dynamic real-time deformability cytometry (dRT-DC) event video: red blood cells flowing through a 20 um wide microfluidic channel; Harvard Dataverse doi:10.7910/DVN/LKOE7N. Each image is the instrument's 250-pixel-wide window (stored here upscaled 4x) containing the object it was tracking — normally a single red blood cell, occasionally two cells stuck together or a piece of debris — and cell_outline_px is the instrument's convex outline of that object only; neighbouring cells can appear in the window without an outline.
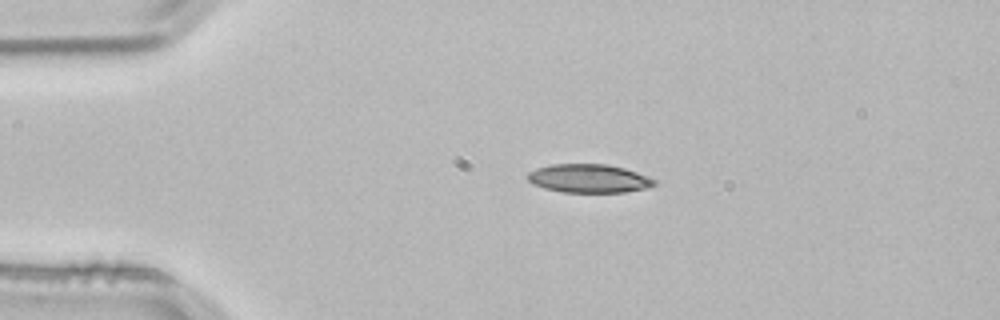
{"species": "common noctule bat (a hibernating species)", "species_latin": "Nyctalus noctula", "temperature_condition": "room temperature", "stored_images_in_passage": 43, "camera_frame_rate_fps": 3000, "um_per_image_px": 0.085, "animal": {"sex": "male", "body_mass_g": 21.5, "forearm_length_mm": 52.0}, "frame": {"image": 1, "passage_image": 1, "time_ms": 0.0, "image_size_px": [1000, 320], "cell_outline_px": [[656, 184], [644, 188], [624, 192], [564, 192], [544, 188], [532, 184], [528, 180], [528, 172], [536, 168], [552, 164], [608, 164], [624, 168], [648, 176], [656, 180]], "centroid_in_image_um": [50.03, 15.16], "position_along_channel_um": 35.0, "area_um2": 20.98}}
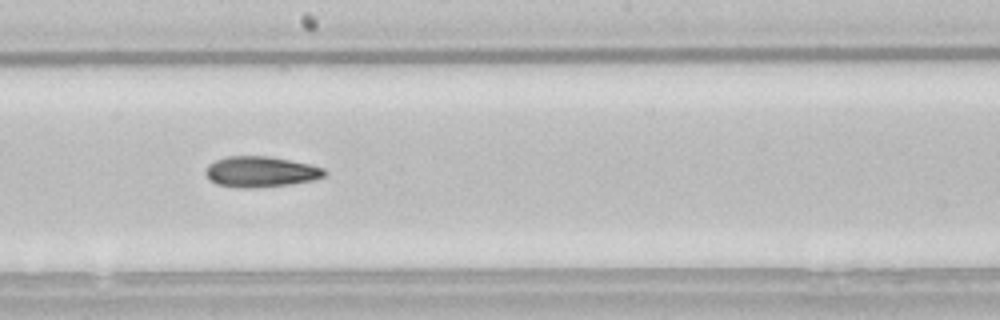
{"frame": {"image": 2, "passage_image": 19, "time_ms": 6.0, "image_size_px": [1000, 320], "cell_outline_px": [[324, 176], [312, 180], [292, 184], [248, 188], [240, 188], [216, 184], [204, 172], [208, 164], [216, 160], [228, 156], [268, 156], [308, 164], [324, 168]], "centroid_in_image_um": [22.12, 14.6], "position_along_channel_um": 226.1, "area_um2": 20.98}}
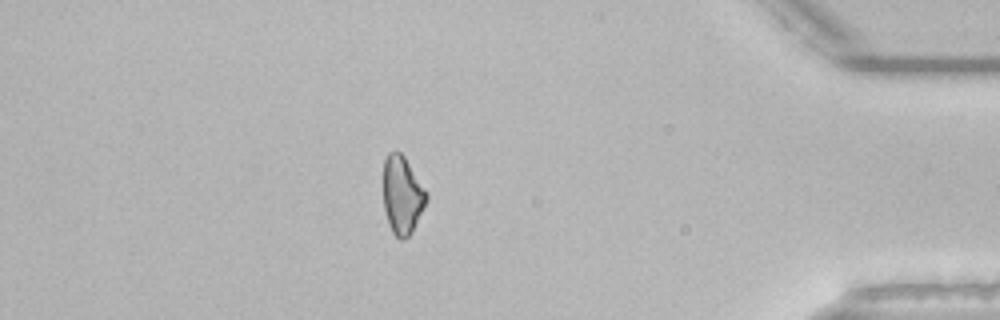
{"frame": {"image": 3, "passage_image": 36, "time_ms": 11.667, "image_size_px": [1000, 320], "cell_outline_px": [[428, 200], [412, 232], [404, 240], [400, 240], [392, 232], [388, 224], [384, 208], [384, 160], [388, 152], [400, 152], [404, 156], [428, 192]], "centroid_in_image_um": [34.21, 16.6], "position_along_channel_um": 401.0, "area_um2": 19.71}}